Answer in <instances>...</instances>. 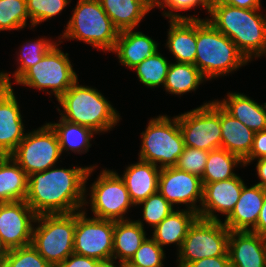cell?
<instances>
[{"label": "cell", "instance_id": "60d3db41", "mask_svg": "<svg viewBox=\"0 0 266 267\" xmlns=\"http://www.w3.org/2000/svg\"><path fill=\"white\" fill-rule=\"evenodd\" d=\"M266 157V130L254 134L253 147L249 156L243 161L244 166L250 164L254 159Z\"/></svg>", "mask_w": 266, "mask_h": 267}, {"label": "cell", "instance_id": "d4e9b609", "mask_svg": "<svg viewBox=\"0 0 266 267\" xmlns=\"http://www.w3.org/2000/svg\"><path fill=\"white\" fill-rule=\"evenodd\" d=\"M166 46L176 62L194 64L196 57V20H170Z\"/></svg>", "mask_w": 266, "mask_h": 267}, {"label": "cell", "instance_id": "8d00e7d4", "mask_svg": "<svg viewBox=\"0 0 266 267\" xmlns=\"http://www.w3.org/2000/svg\"><path fill=\"white\" fill-rule=\"evenodd\" d=\"M3 267H52L30 244L11 249L6 256Z\"/></svg>", "mask_w": 266, "mask_h": 267}, {"label": "cell", "instance_id": "7402d4cb", "mask_svg": "<svg viewBox=\"0 0 266 267\" xmlns=\"http://www.w3.org/2000/svg\"><path fill=\"white\" fill-rule=\"evenodd\" d=\"M143 225L141 220L114 221L112 267H116L113 259L120 260L119 266L126 264L141 246L146 239Z\"/></svg>", "mask_w": 266, "mask_h": 267}, {"label": "cell", "instance_id": "9a60e30c", "mask_svg": "<svg viewBox=\"0 0 266 267\" xmlns=\"http://www.w3.org/2000/svg\"><path fill=\"white\" fill-rule=\"evenodd\" d=\"M37 216L25 200L0 203V236L9 250L31 244Z\"/></svg>", "mask_w": 266, "mask_h": 267}, {"label": "cell", "instance_id": "b9f144b4", "mask_svg": "<svg viewBox=\"0 0 266 267\" xmlns=\"http://www.w3.org/2000/svg\"><path fill=\"white\" fill-rule=\"evenodd\" d=\"M58 267H108V266L97 259L72 253Z\"/></svg>", "mask_w": 266, "mask_h": 267}, {"label": "cell", "instance_id": "681fc988", "mask_svg": "<svg viewBox=\"0 0 266 267\" xmlns=\"http://www.w3.org/2000/svg\"><path fill=\"white\" fill-rule=\"evenodd\" d=\"M147 6L152 10L155 6L161 7L167 0H144Z\"/></svg>", "mask_w": 266, "mask_h": 267}, {"label": "cell", "instance_id": "484cf974", "mask_svg": "<svg viewBox=\"0 0 266 267\" xmlns=\"http://www.w3.org/2000/svg\"><path fill=\"white\" fill-rule=\"evenodd\" d=\"M198 218V213L191 210H174L164 218L155 228L152 238L163 246L175 243L180 250L189 227Z\"/></svg>", "mask_w": 266, "mask_h": 267}, {"label": "cell", "instance_id": "f1b7e54d", "mask_svg": "<svg viewBox=\"0 0 266 267\" xmlns=\"http://www.w3.org/2000/svg\"><path fill=\"white\" fill-rule=\"evenodd\" d=\"M59 123H48L56 132L61 153L71 150L81 154L89 150L90 139L96 132L88 127L81 126L60 118Z\"/></svg>", "mask_w": 266, "mask_h": 267}, {"label": "cell", "instance_id": "c3c4849f", "mask_svg": "<svg viewBox=\"0 0 266 267\" xmlns=\"http://www.w3.org/2000/svg\"><path fill=\"white\" fill-rule=\"evenodd\" d=\"M9 249L7 248V246L5 245V243L3 242L1 236H0V265L3 264L6 256L9 253Z\"/></svg>", "mask_w": 266, "mask_h": 267}, {"label": "cell", "instance_id": "4316f807", "mask_svg": "<svg viewBox=\"0 0 266 267\" xmlns=\"http://www.w3.org/2000/svg\"><path fill=\"white\" fill-rule=\"evenodd\" d=\"M28 191V175L7 155L0 161V203L23 201Z\"/></svg>", "mask_w": 266, "mask_h": 267}, {"label": "cell", "instance_id": "5b68a950", "mask_svg": "<svg viewBox=\"0 0 266 267\" xmlns=\"http://www.w3.org/2000/svg\"><path fill=\"white\" fill-rule=\"evenodd\" d=\"M65 28L61 39H77L103 51L114 49L119 34L99 0H78Z\"/></svg>", "mask_w": 266, "mask_h": 267}, {"label": "cell", "instance_id": "ee69618b", "mask_svg": "<svg viewBox=\"0 0 266 267\" xmlns=\"http://www.w3.org/2000/svg\"><path fill=\"white\" fill-rule=\"evenodd\" d=\"M212 3H223L246 9H261L260 0H213Z\"/></svg>", "mask_w": 266, "mask_h": 267}, {"label": "cell", "instance_id": "8fae6325", "mask_svg": "<svg viewBox=\"0 0 266 267\" xmlns=\"http://www.w3.org/2000/svg\"><path fill=\"white\" fill-rule=\"evenodd\" d=\"M62 155L56 132L46 125L26 133L10 155L29 176L53 168Z\"/></svg>", "mask_w": 266, "mask_h": 267}, {"label": "cell", "instance_id": "f546056e", "mask_svg": "<svg viewBox=\"0 0 266 267\" xmlns=\"http://www.w3.org/2000/svg\"><path fill=\"white\" fill-rule=\"evenodd\" d=\"M204 80L207 81L194 64L170 63L164 87L171 94L181 95L195 91Z\"/></svg>", "mask_w": 266, "mask_h": 267}, {"label": "cell", "instance_id": "bcb514c9", "mask_svg": "<svg viewBox=\"0 0 266 267\" xmlns=\"http://www.w3.org/2000/svg\"><path fill=\"white\" fill-rule=\"evenodd\" d=\"M257 161L256 169L260 182L256 185L266 188V157L258 159Z\"/></svg>", "mask_w": 266, "mask_h": 267}, {"label": "cell", "instance_id": "ba28073f", "mask_svg": "<svg viewBox=\"0 0 266 267\" xmlns=\"http://www.w3.org/2000/svg\"><path fill=\"white\" fill-rule=\"evenodd\" d=\"M230 230L221 220L197 218L189 227L183 240L177 267H186L190 262L207 257L229 256Z\"/></svg>", "mask_w": 266, "mask_h": 267}, {"label": "cell", "instance_id": "7dc6e473", "mask_svg": "<svg viewBox=\"0 0 266 267\" xmlns=\"http://www.w3.org/2000/svg\"><path fill=\"white\" fill-rule=\"evenodd\" d=\"M8 73L0 72V98L12 87Z\"/></svg>", "mask_w": 266, "mask_h": 267}, {"label": "cell", "instance_id": "30bf717a", "mask_svg": "<svg viewBox=\"0 0 266 267\" xmlns=\"http://www.w3.org/2000/svg\"><path fill=\"white\" fill-rule=\"evenodd\" d=\"M176 117L185 146L204 151L222 148L220 104L217 100Z\"/></svg>", "mask_w": 266, "mask_h": 267}, {"label": "cell", "instance_id": "7bdbcfd3", "mask_svg": "<svg viewBox=\"0 0 266 267\" xmlns=\"http://www.w3.org/2000/svg\"><path fill=\"white\" fill-rule=\"evenodd\" d=\"M186 267H231L229 256L207 257L190 262Z\"/></svg>", "mask_w": 266, "mask_h": 267}, {"label": "cell", "instance_id": "6da1fadb", "mask_svg": "<svg viewBox=\"0 0 266 267\" xmlns=\"http://www.w3.org/2000/svg\"><path fill=\"white\" fill-rule=\"evenodd\" d=\"M94 167L49 168L30 174L25 202L37 215L82 210V206L87 204L85 185Z\"/></svg>", "mask_w": 266, "mask_h": 267}, {"label": "cell", "instance_id": "8992f818", "mask_svg": "<svg viewBox=\"0 0 266 267\" xmlns=\"http://www.w3.org/2000/svg\"><path fill=\"white\" fill-rule=\"evenodd\" d=\"M31 245L52 266L58 267L74 253L75 212L42 214L35 221Z\"/></svg>", "mask_w": 266, "mask_h": 267}, {"label": "cell", "instance_id": "44dd1931", "mask_svg": "<svg viewBox=\"0 0 266 267\" xmlns=\"http://www.w3.org/2000/svg\"><path fill=\"white\" fill-rule=\"evenodd\" d=\"M158 43L140 31L127 29L119 31L114 49L119 62L133 69L144 59L158 51Z\"/></svg>", "mask_w": 266, "mask_h": 267}, {"label": "cell", "instance_id": "f907efd6", "mask_svg": "<svg viewBox=\"0 0 266 267\" xmlns=\"http://www.w3.org/2000/svg\"><path fill=\"white\" fill-rule=\"evenodd\" d=\"M7 155L0 149V161L3 160Z\"/></svg>", "mask_w": 266, "mask_h": 267}, {"label": "cell", "instance_id": "7a4b0ae2", "mask_svg": "<svg viewBox=\"0 0 266 267\" xmlns=\"http://www.w3.org/2000/svg\"><path fill=\"white\" fill-rule=\"evenodd\" d=\"M260 9H246L223 3H212L207 19L217 30L231 39L251 61L266 54V15ZM265 17V18H264Z\"/></svg>", "mask_w": 266, "mask_h": 267}, {"label": "cell", "instance_id": "ffe728a7", "mask_svg": "<svg viewBox=\"0 0 266 267\" xmlns=\"http://www.w3.org/2000/svg\"><path fill=\"white\" fill-rule=\"evenodd\" d=\"M160 171L159 166L139 159L136 164L129 165L124 175L120 176L135 207L150 195L158 192Z\"/></svg>", "mask_w": 266, "mask_h": 267}, {"label": "cell", "instance_id": "2e32d148", "mask_svg": "<svg viewBox=\"0 0 266 267\" xmlns=\"http://www.w3.org/2000/svg\"><path fill=\"white\" fill-rule=\"evenodd\" d=\"M202 184L203 199L198 217L206 220H220L214 214L216 211L227 217L238 202L245 185L238 175L227 180Z\"/></svg>", "mask_w": 266, "mask_h": 267}, {"label": "cell", "instance_id": "74e56055", "mask_svg": "<svg viewBox=\"0 0 266 267\" xmlns=\"http://www.w3.org/2000/svg\"><path fill=\"white\" fill-rule=\"evenodd\" d=\"M142 204L143 219L153 228L175 210L159 192L150 195L138 205Z\"/></svg>", "mask_w": 266, "mask_h": 267}, {"label": "cell", "instance_id": "f6af8a7d", "mask_svg": "<svg viewBox=\"0 0 266 267\" xmlns=\"http://www.w3.org/2000/svg\"><path fill=\"white\" fill-rule=\"evenodd\" d=\"M251 232L266 237V188H264L263 205L257 220L256 227Z\"/></svg>", "mask_w": 266, "mask_h": 267}, {"label": "cell", "instance_id": "277c9868", "mask_svg": "<svg viewBox=\"0 0 266 267\" xmlns=\"http://www.w3.org/2000/svg\"><path fill=\"white\" fill-rule=\"evenodd\" d=\"M63 112L60 117L88 127L96 132H107L120 120V115L100 91L78 84V80L59 99Z\"/></svg>", "mask_w": 266, "mask_h": 267}, {"label": "cell", "instance_id": "cb8c5ba5", "mask_svg": "<svg viewBox=\"0 0 266 267\" xmlns=\"http://www.w3.org/2000/svg\"><path fill=\"white\" fill-rule=\"evenodd\" d=\"M227 99L217 101L230 115L254 133L266 130V103L259 105L241 93H228Z\"/></svg>", "mask_w": 266, "mask_h": 267}, {"label": "cell", "instance_id": "603a6c76", "mask_svg": "<svg viewBox=\"0 0 266 267\" xmlns=\"http://www.w3.org/2000/svg\"><path fill=\"white\" fill-rule=\"evenodd\" d=\"M222 148L244 161L253 147L254 132L220 105Z\"/></svg>", "mask_w": 266, "mask_h": 267}, {"label": "cell", "instance_id": "52a82bcc", "mask_svg": "<svg viewBox=\"0 0 266 267\" xmlns=\"http://www.w3.org/2000/svg\"><path fill=\"white\" fill-rule=\"evenodd\" d=\"M141 136L140 160L156 166L159 162L160 169L177 164L185 147L177 117L171 120L167 115H161L151 119Z\"/></svg>", "mask_w": 266, "mask_h": 267}, {"label": "cell", "instance_id": "f35d334b", "mask_svg": "<svg viewBox=\"0 0 266 267\" xmlns=\"http://www.w3.org/2000/svg\"><path fill=\"white\" fill-rule=\"evenodd\" d=\"M208 155L209 151L185 146L175 167L201 178L205 170Z\"/></svg>", "mask_w": 266, "mask_h": 267}, {"label": "cell", "instance_id": "5bb4252c", "mask_svg": "<svg viewBox=\"0 0 266 267\" xmlns=\"http://www.w3.org/2000/svg\"><path fill=\"white\" fill-rule=\"evenodd\" d=\"M158 192L172 206L182 203L188 206L189 203L188 210L199 213L200 207L196 203L198 201L202 203L203 199V184L199 176L175 166L161 168Z\"/></svg>", "mask_w": 266, "mask_h": 267}, {"label": "cell", "instance_id": "d6986e66", "mask_svg": "<svg viewBox=\"0 0 266 267\" xmlns=\"http://www.w3.org/2000/svg\"><path fill=\"white\" fill-rule=\"evenodd\" d=\"M264 188L243 186L240 198L232 212L225 218L224 225L230 231H252L263 205Z\"/></svg>", "mask_w": 266, "mask_h": 267}, {"label": "cell", "instance_id": "7c38bea8", "mask_svg": "<svg viewBox=\"0 0 266 267\" xmlns=\"http://www.w3.org/2000/svg\"><path fill=\"white\" fill-rule=\"evenodd\" d=\"M86 214L85 210L75 212L74 253L112 267L114 221Z\"/></svg>", "mask_w": 266, "mask_h": 267}, {"label": "cell", "instance_id": "4fadbf2b", "mask_svg": "<svg viewBox=\"0 0 266 267\" xmlns=\"http://www.w3.org/2000/svg\"><path fill=\"white\" fill-rule=\"evenodd\" d=\"M90 192L94 217L112 221L127 220L124 214L134 204L123 179L117 172L103 169L98 179L91 185Z\"/></svg>", "mask_w": 266, "mask_h": 267}, {"label": "cell", "instance_id": "836d02e7", "mask_svg": "<svg viewBox=\"0 0 266 267\" xmlns=\"http://www.w3.org/2000/svg\"><path fill=\"white\" fill-rule=\"evenodd\" d=\"M55 43L40 38L34 42H28L19 52L20 66L14 72L15 82L32 66L39 62Z\"/></svg>", "mask_w": 266, "mask_h": 267}, {"label": "cell", "instance_id": "1f68e13d", "mask_svg": "<svg viewBox=\"0 0 266 267\" xmlns=\"http://www.w3.org/2000/svg\"><path fill=\"white\" fill-rule=\"evenodd\" d=\"M165 57L159 51L144 59L140 64L133 69L136 70L138 79L148 88L164 86L166 76L169 69V64Z\"/></svg>", "mask_w": 266, "mask_h": 267}, {"label": "cell", "instance_id": "ab89813d", "mask_svg": "<svg viewBox=\"0 0 266 267\" xmlns=\"http://www.w3.org/2000/svg\"><path fill=\"white\" fill-rule=\"evenodd\" d=\"M213 0H167L160 8L169 7L168 12H164V16L170 18V20H200L199 17L182 16L177 11L188 10L193 7L203 6L209 13ZM171 9V11H170ZM176 11V13H173Z\"/></svg>", "mask_w": 266, "mask_h": 267}, {"label": "cell", "instance_id": "d590c367", "mask_svg": "<svg viewBox=\"0 0 266 267\" xmlns=\"http://www.w3.org/2000/svg\"><path fill=\"white\" fill-rule=\"evenodd\" d=\"M69 2L71 0H26L31 27L61 13Z\"/></svg>", "mask_w": 266, "mask_h": 267}, {"label": "cell", "instance_id": "3957f363", "mask_svg": "<svg viewBox=\"0 0 266 267\" xmlns=\"http://www.w3.org/2000/svg\"><path fill=\"white\" fill-rule=\"evenodd\" d=\"M248 60L235 43L207 19L196 20V57L194 65L206 79L226 75Z\"/></svg>", "mask_w": 266, "mask_h": 267}, {"label": "cell", "instance_id": "83f0119b", "mask_svg": "<svg viewBox=\"0 0 266 267\" xmlns=\"http://www.w3.org/2000/svg\"><path fill=\"white\" fill-rule=\"evenodd\" d=\"M102 8L119 30L134 29L151 10L144 0H99Z\"/></svg>", "mask_w": 266, "mask_h": 267}, {"label": "cell", "instance_id": "4dcf8cb0", "mask_svg": "<svg viewBox=\"0 0 266 267\" xmlns=\"http://www.w3.org/2000/svg\"><path fill=\"white\" fill-rule=\"evenodd\" d=\"M244 166L243 161L223 148L209 151L205 170L201 177L202 183L223 181L235 177L234 167L238 164Z\"/></svg>", "mask_w": 266, "mask_h": 267}, {"label": "cell", "instance_id": "e575fe53", "mask_svg": "<svg viewBox=\"0 0 266 267\" xmlns=\"http://www.w3.org/2000/svg\"><path fill=\"white\" fill-rule=\"evenodd\" d=\"M165 258L164 250L156 241L147 238L142 242L131 259L121 266L130 267H163V259Z\"/></svg>", "mask_w": 266, "mask_h": 267}, {"label": "cell", "instance_id": "ac0fdd59", "mask_svg": "<svg viewBox=\"0 0 266 267\" xmlns=\"http://www.w3.org/2000/svg\"><path fill=\"white\" fill-rule=\"evenodd\" d=\"M25 135L20 108L11 87L0 98V149L11 155Z\"/></svg>", "mask_w": 266, "mask_h": 267}, {"label": "cell", "instance_id": "9c48e42d", "mask_svg": "<svg viewBox=\"0 0 266 267\" xmlns=\"http://www.w3.org/2000/svg\"><path fill=\"white\" fill-rule=\"evenodd\" d=\"M58 45L55 42L43 58L30 67L15 83L43 91L50 89L57 100L66 93L78 77L68 54H64L57 47Z\"/></svg>", "mask_w": 266, "mask_h": 267}, {"label": "cell", "instance_id": "e0dca14e", "mask_svg": "<svg viewBox=\"0 0 266 267\" xmlns=\"http://www.w3.org/2000/svg\"><path fill=\"white\" fill-rule=\"evenodd\" d=\"M228 255L231 267H266L265 237L251 231H230Z\"/></svg>", "mask_w": 266, "mask_h": 267}, {"label": "cell", "instance_id": "d6a6232c", "mask_svg": "<svg viewBox=\"0 0 266 267\" xmlns=\"http://www.w3.org/2000/svg\"><path fill=\"white\" fill-rule=\"evenodd\" d=\"M28 18L26 0H0V31L20 30Z\"/></svg>", "mask_w": 266, "mask_h": 267}]
</instances>
